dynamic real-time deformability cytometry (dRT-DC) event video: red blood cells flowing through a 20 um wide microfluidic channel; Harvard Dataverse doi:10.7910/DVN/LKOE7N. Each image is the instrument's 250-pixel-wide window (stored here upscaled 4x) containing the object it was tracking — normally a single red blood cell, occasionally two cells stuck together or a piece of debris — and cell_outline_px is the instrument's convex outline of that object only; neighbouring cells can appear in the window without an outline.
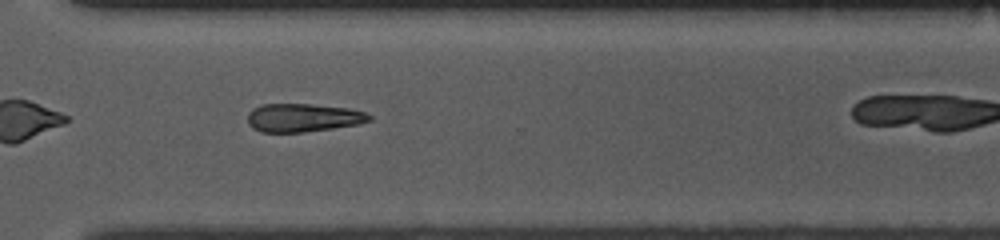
{"species": "common noctule bat (a hibernating species)", "species_latin": "Nyctalus noctula", "temperature_condition": "room temperature", "stored_images_in_passage": 28, "camera_frame_rate_fps": 3000, "um_per_image_px": 0.085, "animal": {"sex": "female", "body_mass_g": 10.0, "forearm_length_mm": 53.1}, "frame": {"image": 1, "passage_image": 24, "time_ms": 7.667, "image_size_px": [1000, 240], "cell_outline_px": [[372, 120], [360, 124], [304, 132], [260, 132], [252, 128], [248, 124], [248, 112], [252, 108], [264, 104], [312, 104], [348, 108], [364, 112], [372, 116]], "centroid_in_image_um": [25.75, 10.0], "position_along_channel_um": 344.9, "area_um2": 20.17}}